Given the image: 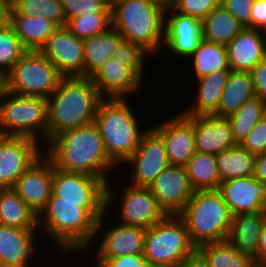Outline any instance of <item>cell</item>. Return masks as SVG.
Returning <instances> with one entry per match:
<instances>
[{"label":"cell","instance_id":"cell-1","mask_svg":"<svg viewBox=\"0 0 266 267\" xmlns=\"http://www.w3.org/2000/svg\"><path fill=\"white\" fill-rule=\"evenodd\" d=\"M106 212V203L57 202L53 193L38 216L40 237L51 238L60 255L84 253L92 246L97 222ZM43 230V231H42ZM48 235V236H45Z\"/></svg>","mask_w":266,"mask_h":267},{"label":"cell","instance_id":"cell-2","mask_svg":"<svg viewBox=\"0 0 266 267\" xmlns=\"http://www.w3.org/2000/svg\"><path fill=\"white\" fill-rule=\"evenodd\" d=\"M43 150L55 168L97 177L106 184L111 180L110 172L117 167L109 159L94 122L60 133Z\"/></svg>","mask_w":266,"mask_h":267},{"label":"cell","instance_id":"cell-3","mask_svg":"<svg viewBox=\"0 0 266 267\" xmlns=\"http://www.w3.org/2000/svg\"><path fill=\"white\" fill-rule=\"evenodd\" d=\"M102 99L91 77H63L47 98V143L62 132L93 123Z\"/></svg>","mask_w":266,"mask_h":267},{"label":"cell","instance_id":"cell-4","mask_svg":"<svg viewBox=\"0 0 266 267\" xmlns=\"http://www.w3.org/2000/svg\"><path fill=\"white\" fill-rule=\"evenodd\" d=\"M128 98H103L94 123L98 126L109 159L117 166L125 163L136 150L142 134L136 112ZM132 108V109H131ZM139 122V123H138ZM140 128V129H139Z\"/></svg>","mask_w":266,"mask_h":267},{"label":"cell","instance_id":"cell-5","mask_svg":"<svg viewBox=\"0 0 266 267\" xmlns=\"http://www.w3.org/2000/svg\"><path fill=\"white\" fill-rule=\"evenodd\" d=\"M112 27L125 41L156 57L164 43L165 8L156 0H118L111 5Z\"/></svg>","mask_w":266,"mask_h":267},{"label":"cell","instance_id":"cell-6","mask_svg":"<svg viewBox=\"0 0 266 267\" xmlns=\"http://www.w3.org/2000/svg\"><path fill=\"white\" fill-rule=\"evenodd\" d=\"M178 215L183 219L196 247L227 239L232 214L219 190L194 191Z\"/></svg>","mask_w":266,"mask_h":267},{"label":"cell","instance_id":"cell-7","mask_svg":"<svg viewBox=\"0 0 266 267\" xmlns=\"http://www.w3.org/2000/svg\"><path fill=\"white\" fill-rule=\"evenodd\" d=\"M47 130V98L3 92L0 97L1 136L31 138L44 147L47 144Z\"/></svg>","mask_w":266,"mask_h":267},{"label":"cell","instance_id":"cell-8","mask_svg":"<svg viewBox=\"0 0 266 267\" xmlns=\"http://www.w3.org/2000/svg\"><path fill=\"white\" fill-rule=\"evenodd\" d=\"M196 248L183 219L170 214L147 229L143 255L149 267L180 266Z\"/></svg>","mask_w":266,"mask_h":267},{"label":"cell","instance_id":"cell-9","mask_svg":"<svg viewBox=\"0 0 266 267\" xmlns=\"http://www.w3.org/2000/svg\"><path fill=\"white\" fill-rule=\"evenodd\" d=\"M63 77L40 51H26L5 75V90L17 95L48 98Z\"/></svg>","mask_w":266,"mask_h":267},{"label":"cell","instance_id":"cell-10","mask_svg":"<svg viewBox=\"0 0 266 267\" xmlns=\"http://www.w3.org/2000/svg\"><path fill=\"white\" fill-rule=\"evenodd\" d=\"M115 181H109L106 184V212L108 215L111 211L112 216L116 215L117 212L118 221L123 225H131V226H139L144 229H148L152 225L159 222L163 219L167 214L164 210L159 206L157 199L150 191L148 187L143 186H134L129 184L126 181V185L123 184L121 194L118 197L116 193L119 192L114 191V186H111ZM128 183V184H127ZM121 202H119V200ZM119 203H118V202ZM118 203L117 210L114 211V204ZM110 207H112L110 209Z\"/></svg>","mask_w":266,"mask_h":267},{"label":"cell","instance_id":"cell-11","mask_svg":"<svg viewBox=\"0 0 266 267\" xmlns=\"http://www.w3.org/2000/svg\"><path fill=\"white\" fill-rule=\"evenodd\" d=\"M107 216V212H105L97 222L96 234L92 243L93 246L87 249L88 252L86 254L88 255L92 248H97L93 254H90L94 255L93 257L89 255V260H92V258L111 259L129 254L143 253L147 229L139 226L123 225L119 222L115 224L117 218L114 221L111 219L114 222L112 226L111 221L109 219L107 220ZM106 221L110 224L108 225ZM97 240L99 242L98 244L95 242Z\"/></svg>","mask_w":266,"mask_h":267},{"label":"cell","instance_id":"cell-12","mask_svg":"<svg viewBox=\"0 0 266 267\" xmlns=\"http://www.w3.org/2000/svg\"><path fill=\"white\" fill-rule=\"evenodd\" d=\"M126 164L131 168L128 174L130 178L127 177L130 184L143 187H148L170 165L164 141L152 127L142 134L138 147L123 163Z\"/></svg>","mask_w":266,"mask_h":267},{"label":"cell","instance_id":"cell-13","mask_svg":"<svg viewBox=\"0 0 266 267\" xmlns=\"http://www.w3.org/2000/svg\"><path fill=\"white\" fill-rule=\"evenodd\" d=\"M41 145L27 137H0V189L15 186L18 178L44 153Z\"/></svg>","mask_w":266,"mask_h":267},{"label":"cell","instance_id":"cell-14","mask_svg":"<svg viewBox=\"0 0 266 267\" xmlns=\"http://www.w3.org/2000/svg\"><path fill=\"white\" fill-rule=\"evenodd\" d=\"M52 193L57 202L106 203V183L100 178L66 172L53 165Z\"/></svg>","mask_w":266,"mask_h":267},{"label":"cell","instance_id":"cell-15","mask_svg":"<svg viewBox=\"0 0 266 267\" xmlns=\"http://www.w3.org/2000/svg\"><path fill=\"white\" fill-rule=\"evenodd\" d=\"M40 52L64 77L84 76L83 39L66 27H58Z\"/></svg>","mask_w":266,"mask_h":267},{"label":"cell","instance_id":"cell-16","mask_svg":"<svg viewBox=\"0 0 266 267\" xmlns=\"http://www.w3.org/2000/svg\"><path fill=\"white\" fill-rule=\"evenodd\" d=\"M202 39V20L178 13L173 8L165 10L163 50L165 48L169 54L172 52V55L185 60L198 48Z\"/></svg>","mask_w":266,"mask_h":267},{"label":"cell","instance_id":"cell-17","mask_svg":"<svg viewBox=\"0 0 266 267\" xmlns=\"http://www.w3.org/2000/svg\"><path fill=\"white\" fill-rule=\"evenodd\" d=\"M167 215H178L192 197L185 166L169 165L148 186Z\"/></svg>","mask_w":266,"mask_h":267},{"label":"cell","instance_id":"cell-18","mask_svg":"<svg viewBox=\"0 0 266 267\" xmlns=\"http://www.w3.org/2000/svg\"><path fill=\"white\" fill-rule=\"evenodd\" d=\"M52 182L53 163L43 153L18 178L12 189L39 216L51 197Z\"/></svg>","mask_w":266,"mask_h":267},{"label":"cell","instance_id":"cell-19","mask_svg":"<svg viewBox=\"0 0 266 267\" xmlns=\"http://www.w3.org/2000/svg\"><path fill=\"white\" fill-rule=\"evenodd\" d=\"M152 128L162 137L170 165L185 166L196 152L193 123L181 112Z\"/></svg>","mask_w":266,"mask_h":267},{"label":"cell","instance_id":"cell-20","mask_svg":"<svg viewBox=\"0 0 266 267\" xmlns=\"http://www.w3.org/2000/svg\"><path fill=\"white\" fill-rule=\"evenodd\" d=\"M218 190L232 215L266 212V183L253 175L221 182Z\"/></svg>","mask_w":266,"mask_h":267},{"label":"cell","instance_id":"cell-21","mask_svg":"<svg viewBox=\"0 0 266 267\" xmlns=\"http://www.w3.org/2000/svg\"><path fill=\"white\" fill-rule=\"evenodd\" d=\"M39 233V229H22L0 224V267L36 265L32 263V257L40 249L36 245Z\"/></svg>","mask_w":266,"mask_h":267},{"label":"cell","instance_id":"cell-22","mask_svg":"<svg viewBox=\"0 0 266 267\" xmlns=\"http://www.w3.org/2000/svg\"><path fill=\"white\" fill-rule=\"evenodd\" d=\"M184 116L193 123L197 152L218 155L224 150L238 146L227 118L215 115Z\"/></svg>","mask_w":266,"mask_h":267},{"label":"cell","instance_id":"cell-23","mask_svg":"<svg viewBox=\"0 0 266 267\" xmlns=\"http://www.w3.org/2000/svg\"><path fill=\"white\" fill-rule=\"evenodd\" d=\"M91 79L103 98H130L141 92L143 84L128 67L113 58L107 59Z\"/></svg>","mask_w":266,"mask_h":267},{"label":"cell","instance_id":"cell-24","mask_svg":"<svg viewBox=\"0 0 266 267\" xmlns=\"http://www.w3.org/2000/svg\"><path fill=\"white\" fill-rule=\"evenodd\" d=\"M226 50L231 70L250 72L266 56V32L244 28Z\"/></svg>","mask_w":266,"mask_h":267},{"label":"cell","instance_id":"cell-25","mask_svg":"<svg viewBox=\"0 0 266 267\" xmlns=\"http://www.w3.org/2000/svg\"><path fill=\"white\" fill-rule=\"evenodd\" d=\"M230 72L231 70L215 71L197 79V89L194 87L197 91V94L195 91V102L181 113L190 116L214 115Z\"/></svg>","mask_w":266,"mask_h":267},{"label":"cell","instance_id":"cell-26","mask_svg":"<svg viewBox=\"0 0 266 267\" xmlns=\"http://www.w3.org/2000/svg\"><path fill=\"white\" fill-rule=\"evenodd\" d=\"M266 212L232 215L231 226L227 236L239 252L255 257Z\"/></svg>","mask_w":266,"mask_h":267},{"label":"cell","instance_id":"cell-27","mask_svg":"<svg viewBox=\"0 0 266 267\" xmlns=\"http://www.w3.org/2000/svg\"><path fill=\"white\" fill-rule=\"evenodd\" d=\"M27 51H40L58 28L53 22L37 15L10 14V22Z\"/></svg>","mask_w":266,"mask_h":267},{"label":"cell","instance_id":"cell-28","mask_svg":"<svg viewBox=\"0 0 266 267\" xmlns=\"http://www.w3.org/2000/svg\"><path fill=\"white\" fill-rule=\"evenodd\" d=\"M255 96L251 73L231 70L214 115L227 118L233 115L244 102Z\"/></svg>","mask_w":266,"mask_h":267},{"label":"cell","instance_id":"cell-29","mask_svg":"<svg viewBox=\"0 0 266 267\" xmlns=\"http://www.w3.org/2000/svg\"><path fill=\"white\" fill-rule=\"evenodd\" d=\"M123 40L114 27L97 36L83 39L84 76L91 77L107 59L112 58Z\"/></svg>","mask_w":266,"mask_h":267},{"label":"cell","instance_id":"cell-30","mask_svg":"<svg viewBox=\"0 0 266 267\" xmlns=\"http://www.w3.org/2000/svg\"><path fill=\"white\" fill-rule=\"evenodd\" d=\"M0 224L22 229H39L38 216L12 189H0Z\"/></svg>","mask_w":266,"mask_h":267},{"label":"cell","instance_id":"cell-31","mask_svg":"<svg viewBox=\"0 0 266 267\" xmlns=\"http://www.w3.org/2000/svg\"><path fill=\"white\" fill-rule=\"evenodd\" d=\"M203 39L226 46L243 29V25L221 5L202 20Z\"/></svg>","mask_w":266,"mask_h":267},{"label":"cell","instance_id":"cell-32","mask_svg":"<svg viewBox=\"0 0 266 267\" xmlns=\"http://www.w3.org/2000/svg\"><path fill=\"white\" fill-rule=\"evenodd\" d=\"M185 169L194 191L219 189L221 178L216 155L196 151L186 163Z\"/></svg>","mask_w":266,"mask_h":267},{"label":"cell","instance_id":"cell-33","mask_svg":"<svg viewBox=\"0 0 266 267\" xmlns=\"http://www.w3.org/2000/svg\"><path fill=\"white\" fill-rule=\"evenodd\" d=\"M192 64L193 76L199 79L220 70H231L228 64L226 46L202 39L198 48L188 58Z\"/></svg>","mask_w":266,"mask_h":267},{"label":"cell","instance_id":"cell-34","mask_svg":"<svg viewBox=\"0 0 266 267\" xmlns=\"http://www.w3.org/2000/svg\"><path fill=\"white\" fill-rule=\"evenodd\" d=\"M256 154L239 145L216 155L218 173L221 182L238 177H249L254 174Z\"/></svg>","mask_w":266,"mask_h":267},{"label":"cell","instance_id":"cell-35","mask_svg":"<svg viewBox=\"0 0 266 267\" xmlns=\"http://www.w3.org/2000/svg\"><path fill=\"white\" fill-rule=\"evenodd\" d=\"M210 267H258L253 257L239 252L229 241L205 243L197 247Z\"/></svg>","mask_w":266,"mask_h":267},{"label":"cell","instance_id":"cell-36","mask_svg":"<svg viewBox=\"0 0 266 267\" xmlns=\"http://www.w3.org/2000/svg\"><path fill=\"white\" fill-rule=\"evenodd\" d=\"M265 115L266 103L255 96L253 99L244 102L233 115L227 117L238 145Z\"/></svg>","mask_w":266,"mask_h":267},{"label":"cell","instance_id":"cell-37","mask_svg":"<svg viewBox=\"0 0 266 267\" xmlns=\"http://www.w3.org/2000/svg\"><path fill=\"white\" fill-rule=\"evenodd\" d=\"M26 51L10 23L0 28V72L4 76Z\"/></svg>","mask_w":266,"mask_h":267},{"label":"cell","instance_id":"cell-38","mask_svg":"<svg viewBox=\"0 0 266 267\" xmlns=\"http://www.w3.org/2000/svg\"><path fill=\"white\" fill-rule=\"evenodd\" d=\"M66 27L78 38L94 37L112 27V14H93L71 18Z\"/></svg>","mask_w":266,"mask_h":267},{"label":"cell","instance_id":"cell-39","mask_svg":"<svg viewBox=\"0 0 266 267\" xmlns=\"http://www.w3.org/2000/svg\"><path fill=\"white\" fill-rule=\"evenodd\" d=\"M151 54L142 46L123 40L113 54V59L128 67L142 82L145 79V68ZM146 63V64H145Z\"/></svg>","mask_w":266,"mask_h":267},{"label":"cell","instance_id":"cell-40","mask_svg":"<svg viewBox=\"0 0 266 267\" xmlns=\"http://www.w3.org/2000/svg\"><path fill=\"white\" fill-rule=\"evenodd\" d=\"M68 22L71 18L93 15L112 14L111 5L105 0H61Z\"/></svg>","mask_w":266,"mask_h":267},{"label":"cell","instance_id":"cell-41","mask_svg":"<svg viewBox=\"0 0 266 267\" xmlns=\"http://www.w3.org/2000/svg\"><path fill=\"white\" fill-rule=\"evenodd\" d=\"M219 5L220 0H179L173 9L183 15L203 20Z\"/></svg>","mask_w":266,"mask_h":267},{"label":"cell","instance_id":"cell-42","mask_svg":"<svg viewBox=\"0 0 266 267\" xmlns=\"http://www.w3.org/2000/svg\"><path fill=\"white\" fill-rule=\"evenodd\" d=\"M239 146L254 154L266 153V115L256 123Z\"/></svg>","mask_w":266,"mask_h":267},{"label":"cell","instance_id":"cell-43","mask_svg":"<svg viewBox=\"0 0 266 267\" xmlns=\"http://www.w3.org/2000/svg\"><path fill=\"white\" fill-rule=\"evenodd\" d=\"M255 0H220V5L230 12L244 28H251V8Z\"/></svg>","mask_w":266,"mask_h":267},{"label":"cell","instance_id":"cell-44","mask_svg":"<svg viewBox=\"0 0 266 267\" xmlns=\"http://www.w3.org/2000/svg\"><path fill=\"white\" fill-rule=\"evenodd\" d=\"M95 262V263H94ZM93 267H149L143 253L129 254L111 259H94Z\"/></svg>","mask_w":266,"mask_h":267},{"label":"cell","instance_id":"cell-45","mask_svg":"<svg viewBox=\"0 0 266 267\" xmlns=\"http://www.w3.org/2000/svg\"><path fill=\"white\" fill-rule=\"evenodd\" d=\"M37 16L53 22L57 27L67 24L61 0H44L43 13Z\"/></svg>","mask_w":266,"mask_h":267},{"label":"cell","instance_id":"cell-46","mask_svg":"<svg viewBox=\"0 0 266 267\" xmlns=\"http://www.w3.org/2000/svg\"><path fill=\"white\" fill-rule=\"evenodd\" d=\"M10 14L35 16L43 13L44 0H11Z\"/></svg>","mask_w":266,"mask_h":267},{"label":"cell","instance_id":"cell-47","mask_svg":"<svg viewBox=\"0 0 266 267\" xmlns=\"http://www.w3.org/2000/svg\"><path fill=\"white\" fill-rule=\"evenodd\" d=\"M255 95L266 103V56L250 71Z\"/></svg>","mask_w":266,"mask_h":267},{"label":"cell","instance_id":"cell-48","mask_svg":"<svg viewBox=\"0 0 266 267\" xmlns=\"http://www.w3.org/2000/svg\"><path fill=\"white\" fill-rule=\"evenodd\" d=\"M251 13V28L266 32V0H255Z\"/></svg>","mask_w":266,"mask_h":267},{"label":"cell","instance_id":"cell-49","mask_svg":"<svg viewBox=\"0 0 266 267\" xmlns=\"http://www.w3.org/2000/svg\"><path fill=\"white\" fill-rule=\"evenodd\" d=\"M180 267H210L208 261L204 255L196 248L191 254H189Z\"/></svg>","mask_w":266,"mask_h":267},{"label":"cell","instance_id":"cell-50","mask_svg":"<svg viewBox=\"0 0 266 267\" xmlns=\"http://www.w3.org/2000/svg\"><path fill=\"white\" fill-rule=\"evenodd\" d=\"M256 265L266 266V217L262 227L257 255L254 257Z\"/></svg>","mask_w":266,"mask_h":267},{"label":"cell","instance_id":"cell-51","mask_svg":"<svg viewBox=\"0 0 266 267\" xmlns=\"http://www.w3.org/2000/svg\"><path fill=\"white\" fill-rule=\"evenodd\" d=\"M253 176L259 182L266 183V153L256 154Z\"/></svg>","mask_w":266,"mask_h":267},{"label":"cell","instance_id":"cell-52","mask_svg":"<svg viewBox=\"0 0 266 267\" xmlns=\"http://www.w3.org/2000/svg\"><path fill=\"white\" fill-rule=\"evenodd\" d=\"M10 0H0V28L5 27L10 22Z\"/></svg>","mask_w":266,"mask_h":267},{"label":"cell","instance_id":"cell-53","mask_svg":"<svg viewBox=\"0 0 266 267\" xmlns=\"http://www.w3.org/2000/svg\"><path fill=\"white\" fill-rule=\"evenodd\" d=\"M178 1L179 0H156V2L159 5L163 6L165 9L173 8Z\"/></svg>","mask_w":266,"mask_h":267},{"label":"cell","instance_id":"cell-54","mask_svg":"<svg viewBox=\"0 0 266 267\" xmlns=\"http://www.w3.org/2000/svg\"><path fill=\"white\" fill-rule=\"evenodd\" d=\"M5 91V76L0 72V97Z\"/></svg>","mask_w":266,"mask_h":267},{"label":"cell","instance_id":"cell-55","mask_svg":"<svg viewBox=\"0 0 266 267\" xmlns=\"http://www.w3.org/2000/svg\"><path fill=\"white\" fill-rule=\"evenodd\" d=\"M108 4L112 5L114 2L118 1V0H105Z\"/></svg>","mask_w":266,"mask_h":267},{"label":"cell","instance_id":"cell-56","mask_svg":"<svg viewBox=\"0 0 266 267\" xmlns=\"http://www.w3.org/2000/svg\"><path fill=\"white\" fill-rule=\"evenodd\" d=\"M154 267H180V266H154Z\"/></svg>","mask_w":266,"mask_h":267}]
</instances>
